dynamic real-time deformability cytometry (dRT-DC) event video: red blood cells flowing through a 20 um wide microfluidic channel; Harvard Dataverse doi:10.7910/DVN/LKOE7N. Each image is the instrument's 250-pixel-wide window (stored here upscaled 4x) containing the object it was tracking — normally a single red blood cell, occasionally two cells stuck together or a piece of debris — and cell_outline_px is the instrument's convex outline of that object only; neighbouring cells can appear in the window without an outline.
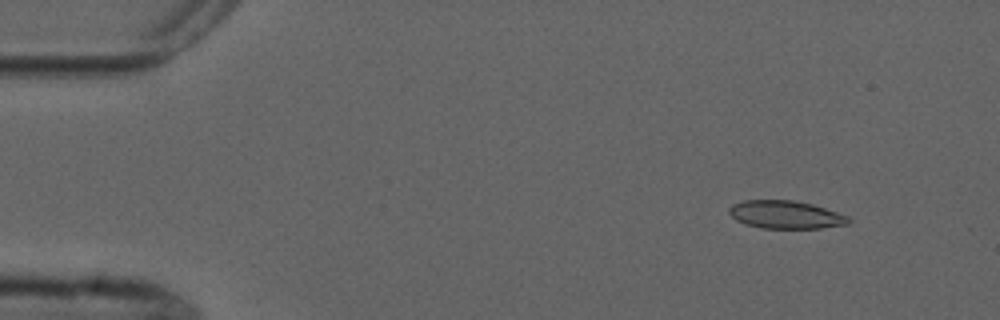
{"species": "common noctule bat (a hibernating species)", "species_latin": "Nyctalus noctula", "temperature_condition": "cold", "stored_images_in_passage": 5, "camera_frame_rate_fps": 3000, "um_per_image_px": 0.085, "animal": {"sex": "male", "forearm_length_mm": 52.5}, "frame": {"image": 1, "passage_image": 2, "time_ms": 1.0, "image_size_px": [1000, 320], "cell_outline_px": [[852, 220], [848, 224], [820, 228], [760, 228], [744, 224], [736, 220], [728, 212], [728, 208], [732, 204], [744, 200], [792, 200], [812, 204], [848, 216]], "centroid_in_image_um": [66.75, 18.25], "position_along_channel_um": 18.3, "area_um2": 19.48}}
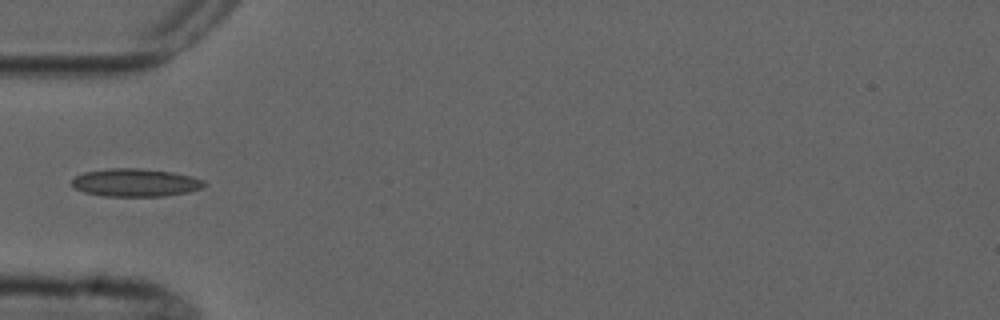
{"frame": {"image": 2, "passage_image": 4, "time_ms": 5.0, "image_size_px": [1000, 320], "cell_outline_px": [[208, 184], [204, 188], [188, 192], [164, 196], [104, 196], [84, 192], [76, 188], [72, 184], [72, 180], [76, 176], [84, 172], [108, 168], [140, 168], [172, 172], [192, 176], [204, 180]], "centroid_in_image_um": [11.56, 15.52], "position_along_channel_um": 73.4, "area_um2": 21.68}}
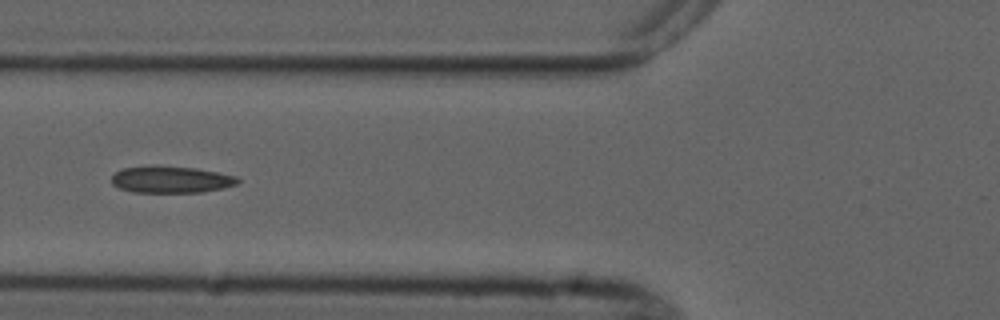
{"frame": {"image": 3, "passage_image": 5, "time_ms": 6.0, "image_size_px": [1000, 320], "cell_outline_px": [[240, 180], [236, 184], [224, 188], [200, 192], [136, 192], [120, 188], [112, 184], [112, 176], [120, 168], [148, 164], [156, 164], [196, 168], [236, 176]], "centroid_in_image_um": [14.49, 15.23], "position_along_channel_um": 111.3, "area_um2": 20.0}}